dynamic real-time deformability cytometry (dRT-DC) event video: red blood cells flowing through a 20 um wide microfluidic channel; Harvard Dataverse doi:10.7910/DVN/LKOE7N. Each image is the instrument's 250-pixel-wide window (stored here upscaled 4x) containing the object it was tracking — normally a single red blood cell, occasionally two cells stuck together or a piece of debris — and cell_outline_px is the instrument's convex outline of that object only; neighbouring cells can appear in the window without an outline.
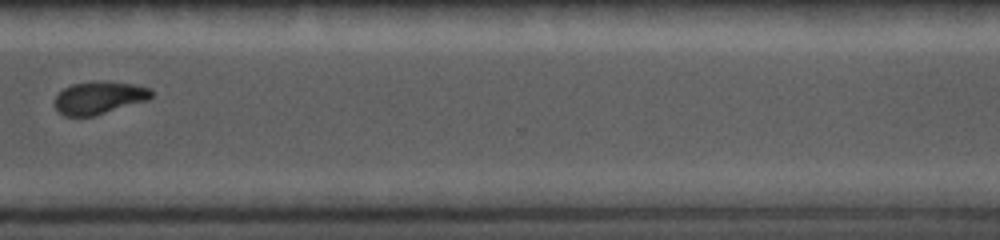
{"species": "common noctule bat (a hibernating species)", "species_latin": "Nyctalus noctula", "temperature_condition": "cold", "stored_images_in_passage": 16, "camera_frame_rate_fps": 5000, "um_per_image_px": 0.085, "animal": {"sex": "female", "body_mass_g": 19.0, "forearm_length_mm": 56.7}, "frame": {"image": 1, "passage_image": 10, "time_ms": 8.4, "image_size_px": [1000, 240], "cell_outline_px": [[156, 92], [148, 100], [92, 116], [64, 116], [56, 108], [56, 96], [64, 88], [72, 84], [92, 80], [100, 80], [136, 84], [152, 88]], "centroid_in_image_um": [8.48, 8.27], "position_along_channel_um": 362.1, "area_um2": 18.55}}
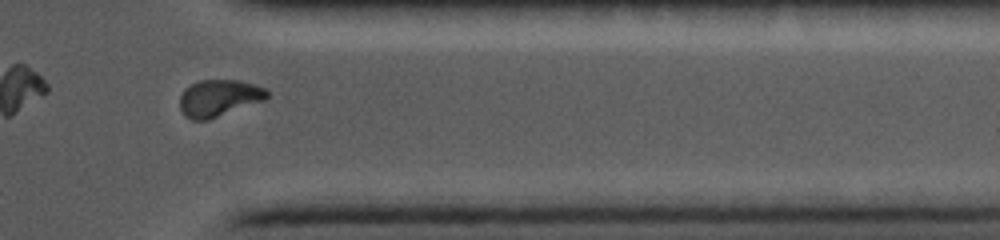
{"frame": {"image": 2, "passage_image": 12, "time_ms": 9.2, "image_size_px": [1000, 240], "cell_outline_px": [[268, 96], [264, 100], [208, 120], [192, 120], [184, 116], [180, 108], [180, 96], [184, 88], [200, 80], [240, 80], [264, 88], [268, 92]], "centroid_in_image_um": [18.57, 8.33], "position_along_channel_um": 392.8, "area_um2": 18.61}}